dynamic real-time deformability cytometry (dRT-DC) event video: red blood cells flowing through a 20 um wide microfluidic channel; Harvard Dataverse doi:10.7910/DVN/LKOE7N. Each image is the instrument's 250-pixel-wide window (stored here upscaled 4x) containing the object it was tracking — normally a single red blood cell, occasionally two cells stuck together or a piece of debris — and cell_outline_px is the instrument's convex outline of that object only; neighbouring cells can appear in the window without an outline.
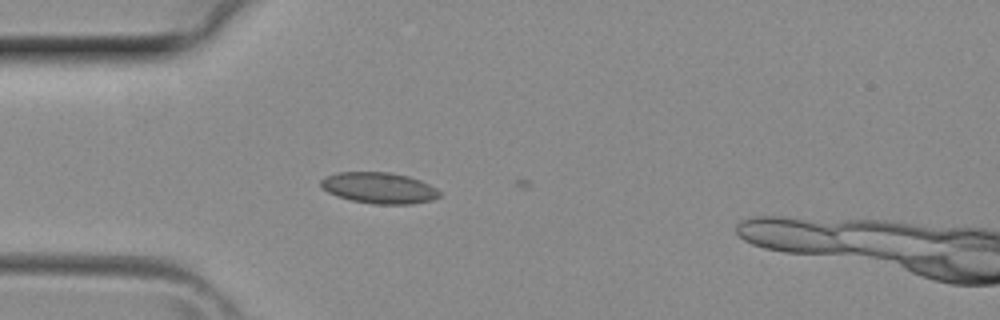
{"species": "common noctule bat (a hibernating species)", "species_latin": "Nyctalus noctula", "temperature_condition": "room temperature", "stored_images_in_passage": 4, "camera_frame_rate_fps": 3000, "um_per_image_px": 0.085, "animal": {"sex": "female", "body_mass_g": 29.2, "forearm_length_mm": 56.3}, "frame": {"image": 1, "passage_image": 1, "time_ms": 0.0, "image_size_px": [1000, 320], "cell_outline_px": [[440, 196], [432, 200], [412, 204], [372, 204], [352, 200], [336, 196], [320, 188], [320, 180], [324, 176], [336, 172], [388, 172], [408, 176], [420, 180], [436, 188], [440, 192]], "centroid_in_image_um": [32.18, 15.97], "position_along_channel_um": 52.8, "area_um2": 21.68}}